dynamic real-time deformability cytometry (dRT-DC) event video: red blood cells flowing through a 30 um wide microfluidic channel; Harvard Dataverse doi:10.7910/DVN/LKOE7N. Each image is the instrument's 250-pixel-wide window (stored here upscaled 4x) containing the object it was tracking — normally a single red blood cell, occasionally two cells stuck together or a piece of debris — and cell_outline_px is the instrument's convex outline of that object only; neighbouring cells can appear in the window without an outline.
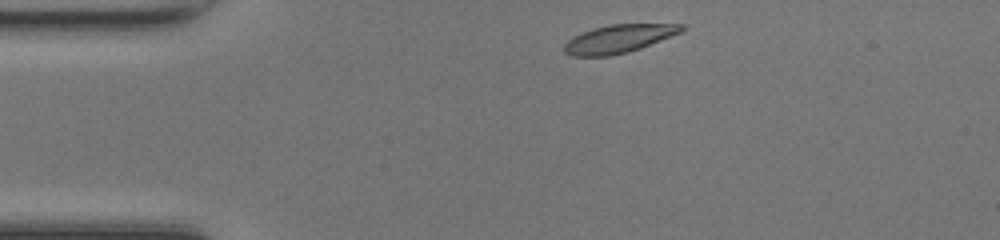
{"species": "common noctule bat (a hibernating species)", "species_latin": "Nyctalus noctula", "temperature_condition": "room temperature", "stored_images_in_passage": 40, "camera_frame_rate_fps": 3000, "um_per_image_px": 0.085, "animal": {"sex": "female", "body_mass_g": 17.0, "forearm_length_mm": 48.0}, "frame": {"image": 1, "passage_image": 1, "time_ms": 0.0, "image_size_px": [1000, 240], "cell_outline_px": [[688, 28], [680, 32], [640, 48], [628, 52], [608, 56], [572, 56], [564, 52], [564, 44], [572, 36], [608, 24], [684, 24]], "centroid_in_image_um": [52.58, 3.29], "position_along_channel_um": 32.4, "area_um2": 19.07}}
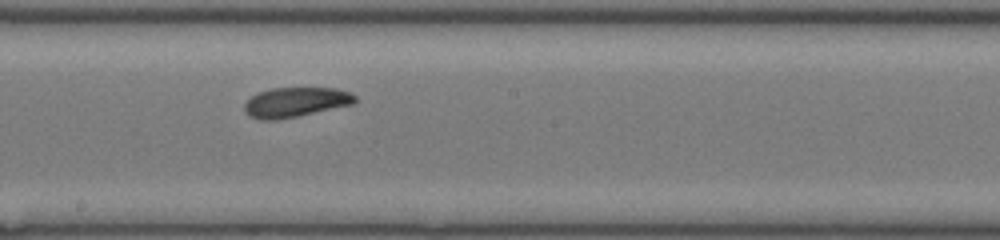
{"frame": {"image": 2, "passage_image": 18, "time_ms": 5.667, "image_size_px": [1000, 240], "cell_outline_px": [[356, 100], [352, 104], [296, 116], [276, 120], [260, 120], [248, 116], [244, 112], [244, 104], [252, 96], [260, 92], [272, 88], [336, 88], [348, 92], [356, 96]], "centroid_in_image_um": [25.07, 8.69], "position_along_channel_um": 223.1, "area_um2": 18.96}}
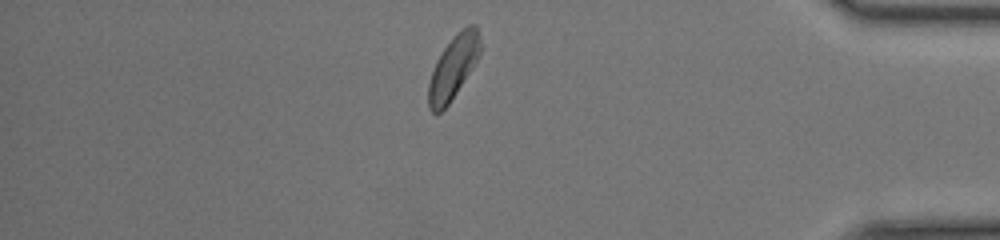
{"frame": {"image": 3, "passage_image": 33, "time_ms": 10.667, "image_size_px": [1000, 240], "cell_outline_px": [[480, 52], [472, 68], [448, 104], [436, 116], [428, 108], [428, 84], [436, 60], [444, 48], [456, 32], [460, 28], [468, 24], [476, 24], [480, 40]], "centroid_in_image_um": [38.51, 5.71], "position_along_channel_um": 396.7, "area_um2": 18.96}, "authors_computed_cell_mechanics": {"area_um2": 19.2763, "velocity_mm_per_s": 4.2069, "shape_relaxation_time_tau1_ms": 1.9595, "shape_relaxation_time_tau2_ms": 4.6172, "deformation_change_tau1": 0.0947, "deformation_change_tau2": 0.141}}